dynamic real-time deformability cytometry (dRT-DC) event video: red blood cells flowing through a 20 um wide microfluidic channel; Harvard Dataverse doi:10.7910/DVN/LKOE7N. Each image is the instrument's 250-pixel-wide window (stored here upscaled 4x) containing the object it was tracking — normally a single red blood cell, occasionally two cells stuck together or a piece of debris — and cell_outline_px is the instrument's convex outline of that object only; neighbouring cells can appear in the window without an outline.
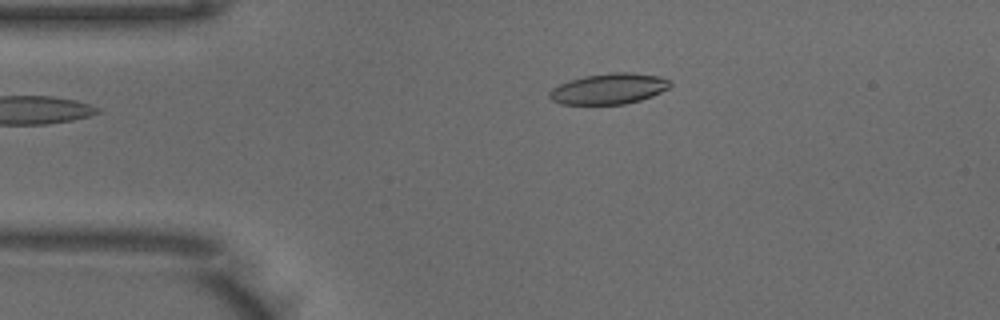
{"species": "common noctule bat (a hibernating species)", "species_latin": "Nyctalus noctula", "temperature_condition": "warm", "stored_images_in_passage": 41, "camera_frame_rate_fps": 3000, "um_per_image_px": 0.085, "animal": {"sex": "male", "body_mass_g": 18.8}, "frame": {"image": 1, "passage_image": 1, "time_ms": 0.0, "image_size_px": [1000, 320], "cell_outline_px": [[672, 84], [668, 88], [652, 96], [640, 100], [624, 104], [560, 104], [552, 100], [548, 96], [548, 92], [552, 88], [568, 80], [584, 76], [608, 72], [632, 72], [660, 76], [672, 80]], "centroid_in_image_um": [51.76, 7.53], "position_along_channel_um": 33.2, "area_um2": 21.85}}
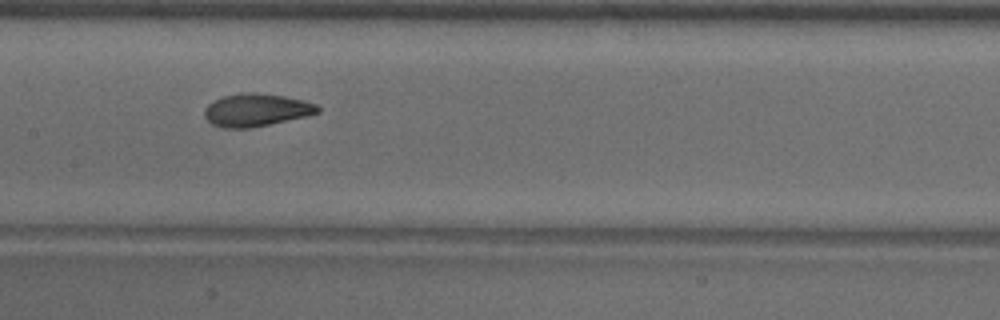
{"frame": {"image": 2, "passage_image": 15, "time_ms": 4.667, "image_size_px": [1000, 320], "cell_outline_px": [[320, 112], [304, 116], [268, 124], [248, 128], [224, 128], [212, 124], [204, 116], [204, 108], [212, 100], [224, 96], [284, 96], [316, 104], [320, 108]], "centroid_in_image_um": [21.74, 9.41], "position_along_channel_um": 185.7, "area_um2": 20.35}}
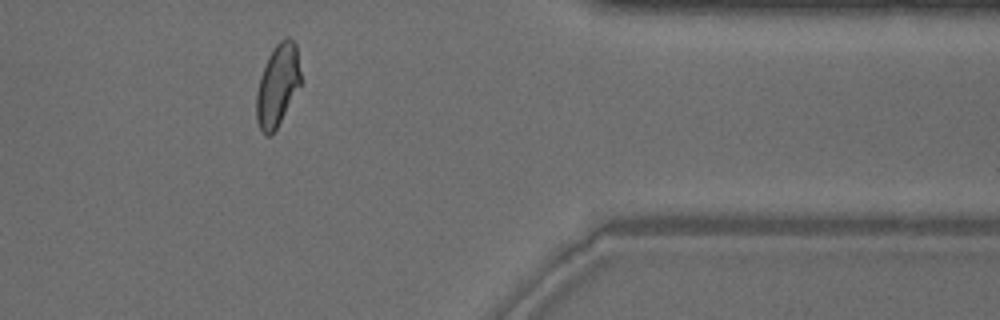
{"frame": {"image": 3, "passage_image": 32, "time_ms": 10.333, "image_size_px": [1000, 320], "cell_outline_px": [[304, 80], [276, 128], [268, 136], [264, 136], [256, 120], [256, 92], [260, 76], [268, 56], [272, 48], [284, 36], [288, 36], [296, 44]], "centroid_in_image_um": [23.63, 7.19], "position_along_channel_um": 387.8, "area_um2": 21.68}, "authors_computed_cell_mechanics": {"area_um2": 21.5016, "velocity_mm_per_s": 3.9727, "shape_relaxation_time_tau1_ms": 7.8257, "shape_relaxation_time_tau2_ms": 1.4432, "deformation_change_tau1": 0.2147, "deformation_change_tau2": 0.0796}}